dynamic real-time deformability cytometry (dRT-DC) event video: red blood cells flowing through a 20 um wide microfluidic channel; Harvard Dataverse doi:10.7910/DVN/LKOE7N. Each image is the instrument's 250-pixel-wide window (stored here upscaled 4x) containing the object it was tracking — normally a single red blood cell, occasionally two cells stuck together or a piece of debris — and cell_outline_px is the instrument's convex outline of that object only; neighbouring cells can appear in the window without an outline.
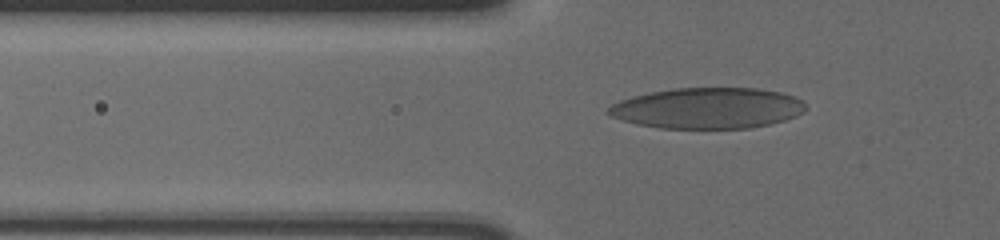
{"species": "human", "species_latin": "Homo sapiens", "temperature_condition": "cold", "stored_images_in_passage": 46, "camera_frame_rate_fps": 3000, "um_per_image_px": 0.085, "donor": {"sex": "male"}, "frame": {"image": 1, "passage_image": 11, "time_ms": 3.333, "image_size_px": [1000, 240], "cell_outline_px": [[804, 112], [796, 116], [784, 120], [768, 124], [748, 128], [660, 128], [636, 124], [612, 116], [604, 112], [612, 104], [620, 100], [632, 96], [648, 92], [676, 88], [756, 88], [780, 92], [792, 96], [800, 100], [804, 104]], "centroid_in_image_um": [60.11, 9.19], "position_along_channel_um": 65.7, "area_um2": 46.82}}
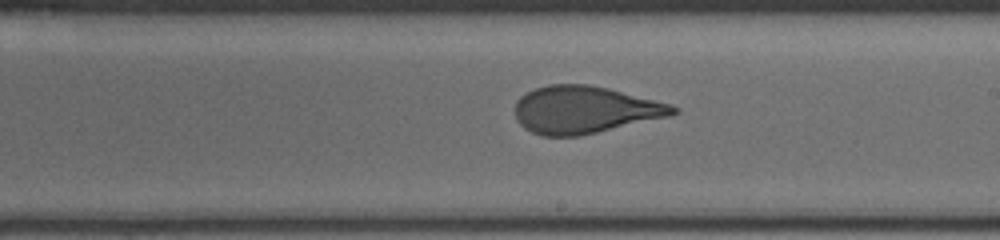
{"frame": {"image": 2, "passage_image": 26, "time_ms": 8.333, "image_size_px": [1000, 240], "cell_outline_px": [[680, 112], [672, 116], [580, 136], [544, 136], [532, 132], [524, 128], [516, 120], [516, 100], [520, 96], [536, 88], [548, 84], [588, 84], [608, 88], [672, 104], [680, 108]], "centroid_in_image_um": [49.74, 9.33], "position_along_channel_um": 239.3, "area_um2": 43.87}}
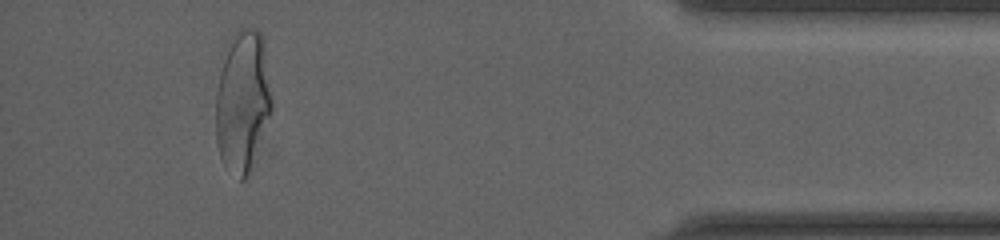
{"frame": {"image": 3, "passage_image": 44, "time_ms": 14.333, "image_size_px": [1000, 240], "cell_outline_px": [[272, 112], [248, 176], [244, 180], [240, 180], [224, 164], [220, 156], [216, 140], [216, 92], [220, 72], [228, 40], [236, 28], [256, 28], [260, 32], [264, 40], [272, 100]], "centroid_in_image_um": [20.63, 8.56], "position_along_channel_um": 414.6, "area_um2": 46.53}}